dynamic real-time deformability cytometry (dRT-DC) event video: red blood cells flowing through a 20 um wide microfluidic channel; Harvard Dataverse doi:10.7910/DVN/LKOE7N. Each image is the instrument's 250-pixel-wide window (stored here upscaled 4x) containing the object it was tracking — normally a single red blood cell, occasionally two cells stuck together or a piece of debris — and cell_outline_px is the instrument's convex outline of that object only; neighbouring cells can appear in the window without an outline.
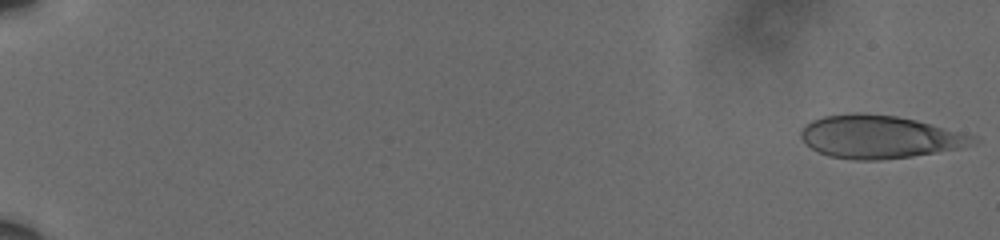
{"species": "human", "species_latin": "Homo sapiens", "temperature_condition": "cold", "stored_images_in_passage": 22, "camera_frame_rate_fps": 3000, "um_per_image_px": 0.085, "donor": {"sex": "male"}, "frame": {"image": 1, "passage_image": 1, "time_ms": 0.0, "image_size_px": [1000, 240], "cell_outline_px": [[980, 140], [972, 144], [960, 148], [912, 156], [876, 160], [852, 160], [832, 156], [820, 152], [812, 148], [800, 136], [800, 132], [804, 124], [812, 120], [824, 116], [848, 112], [864, 112], [896, 116], [916, 120], [976, 136]], "centroid_in_image_um": [74.74, 11.61], "position_along_channel_um": 10.3, "area_um2": 43.0}}
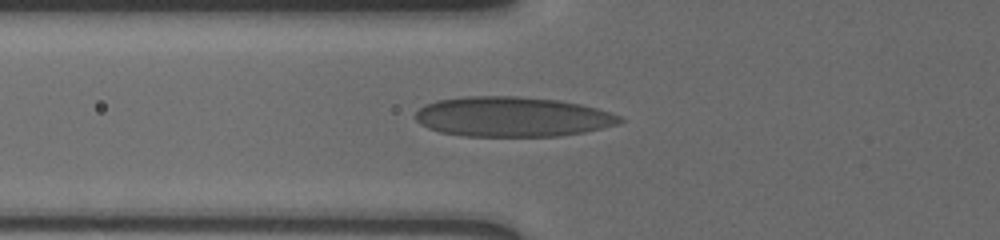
{"frame": {"image": 2, "passage_image": 16, "time_ms": 5.0, "image_size_px": [1000, 240], "cell_outline_px": [[624, 120], [616, 124], [584, 132], [560, 136], [464, 136], [440, 132], [428, 128], [420, 124], [416, 120], [416, 112], [424, 104], [436, 100], [464, 96], [520, 96], [560, 100], [580, 104], [596, 108], [620, 116]], "centroid_in_image_um": [43.5, 9.92], "position_along_channel_um": 82.3, "area_um2": 47.63}}
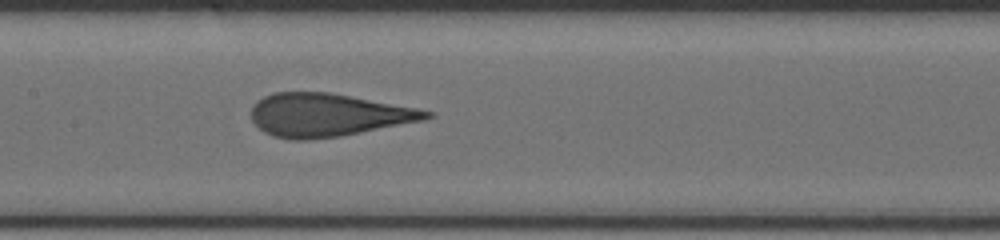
{"frame": {"image": 3, "passage_image": 22, "time_ms": 7.0, "image_size_px": [1000, 240], "cell_outline_px": [[436, 116], [424, 120], [340, 136], [308, 140], [292, 140], [272, 136], [264, 132], [252, 120], [252, 104], [264, 96], [272, 92], [328, 92], [416, 108], [432, 112]], "centroid_in_image_um": [27.83, 9.78], "position_along_channel_um": 179.6, "area_um2": 43.7}}